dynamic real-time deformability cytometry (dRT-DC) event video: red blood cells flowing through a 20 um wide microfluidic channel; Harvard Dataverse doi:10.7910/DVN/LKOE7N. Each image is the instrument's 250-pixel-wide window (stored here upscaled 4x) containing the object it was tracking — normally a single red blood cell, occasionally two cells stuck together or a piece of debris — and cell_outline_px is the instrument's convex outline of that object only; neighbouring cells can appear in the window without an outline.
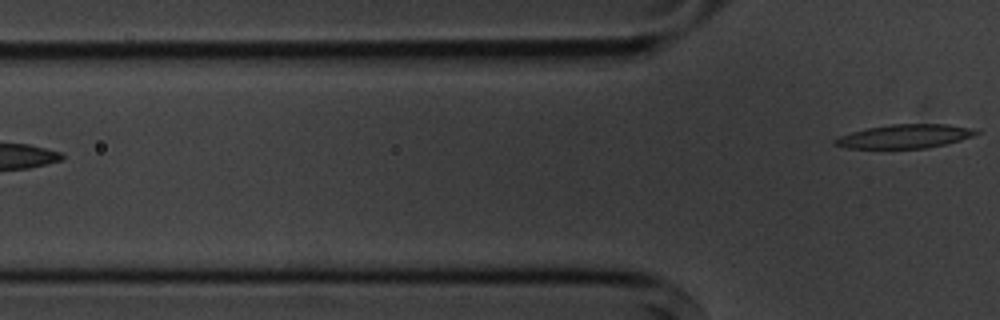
{"species": "common noctule bat (a hibernating species)", "species_latin": "Nyctalus noctula", "temperature_condition": "cold", "stored_images_in_passage": 6, "camera_frame_rate_fps": 3000, "um_per_image_px": 0.085, "animal": {"sex": "male", "body_mass_g": 20.1, "forearm_length_mm": 53.5}, "frame": {"image": 1, "passage_image": 6, "time_ms": 6.0, "image_size_px": [1000, 320], "cell_outline_px": [[980, 132], [972, 136], [960, 140], [944, 144], [924, 148], [848, 148], [832, 144], [832, 140], [840, 136], [852, 132], [868, 128], [892, 124], [948, 124], [972, 128]], "centroid_in_image_um": [76.89, 11.58], "position_along_channel_um": 48.9, "area_um2": 19.36}}